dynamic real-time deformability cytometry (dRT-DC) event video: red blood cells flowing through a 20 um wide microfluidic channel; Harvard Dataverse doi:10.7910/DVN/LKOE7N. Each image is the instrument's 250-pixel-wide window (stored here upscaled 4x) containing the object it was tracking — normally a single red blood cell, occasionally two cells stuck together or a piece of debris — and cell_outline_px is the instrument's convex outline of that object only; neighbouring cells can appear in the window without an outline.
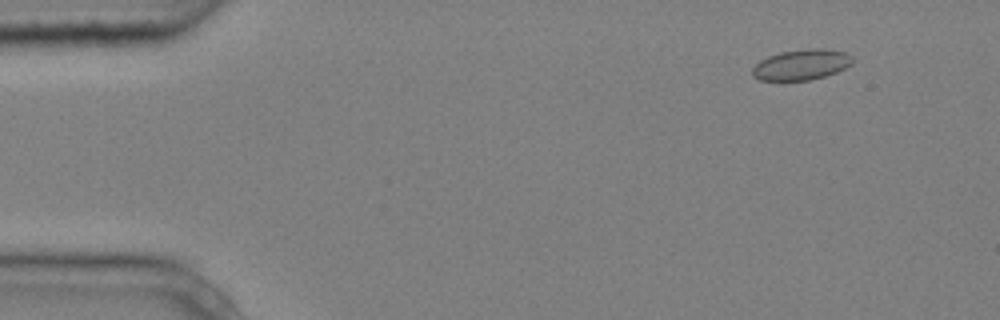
{"species": "common noctule bat (a hibernating species)", "species_latin": "Nyctalus noctula", "temperature_condition": "cold", "stored_images_in_passage": 5, "camera_frame_rate_fps": 3000, "um_per_image_px": 0.085, "animal": {"sex": "male", "body_mass_g": 20.4}, "frame": {"image": 1, "passage_image": 2, "time_ms": 0.333, "image_size_px": [1000, 320], "cell_outline_px": [[852, 64], [836, 72], [824, 76], [808, 80], [760, 80], [752, 76], [752, 68], [760, 60], [768, 56], [780, 52], [812, 48], [824, 48], [844, 52], [852, 56]], "centroid_in_image_um": [68.1, 5.49], "position_along_channel_um": 16.9, "area_um2": 17.74}}
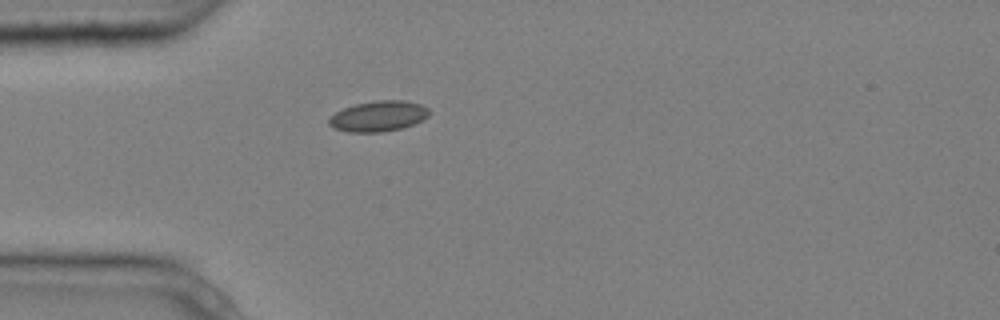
{"frame": {"image": 2, "passage_image": 5, "time_ms": 1.333, "image_size_px": [1000, 320], "cell_outline_px": [[428, 116], [412, 124], [400, 128], [380, 132], [348, 132], [336, 128], [328, 124], [328, 120], [336, 112], [344, 108], [356, 104], [376, 100], [404, 100], [420, 104], [428, 108]], "centroid_in_image_um": [32.15, 9.86], "position_along_channel_um": 52.9, "area_um2": 17.51}}